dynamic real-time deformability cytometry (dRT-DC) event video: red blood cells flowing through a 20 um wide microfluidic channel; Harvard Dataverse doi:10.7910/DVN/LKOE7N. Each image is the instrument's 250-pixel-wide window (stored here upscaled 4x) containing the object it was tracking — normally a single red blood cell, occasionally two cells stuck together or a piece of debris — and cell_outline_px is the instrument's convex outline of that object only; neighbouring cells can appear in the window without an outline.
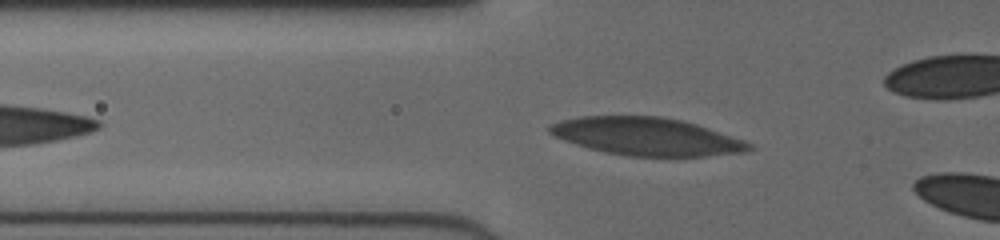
{"species": "human", "species_latin": "Homo sapiens", "temperature_condition": "cold", "stored_images_in_passage": 9, "camera_frame_rate_fps": 3000, "um_per_image_px": 0.085, "donor": {"sex": "female"}, "frame": {"image": 1, "passage_image": 6, "time_ms": 1.667, "image_size_px": [1000, 240], "cell_outline_px": [[756, 148], [748, 152], [704, 156], [628, 156], [604, 152], [588, 148], [564, 140], [548, 132], [548, 124], [560, 120], [580, 116], [660, 116], [680, 120], [696, 124], [744, 140], [752, 144]], "centroid_in_image_um": [54.96, 11.6], "position_along_channel_um": 70.8, "area_um2": 43.99}}